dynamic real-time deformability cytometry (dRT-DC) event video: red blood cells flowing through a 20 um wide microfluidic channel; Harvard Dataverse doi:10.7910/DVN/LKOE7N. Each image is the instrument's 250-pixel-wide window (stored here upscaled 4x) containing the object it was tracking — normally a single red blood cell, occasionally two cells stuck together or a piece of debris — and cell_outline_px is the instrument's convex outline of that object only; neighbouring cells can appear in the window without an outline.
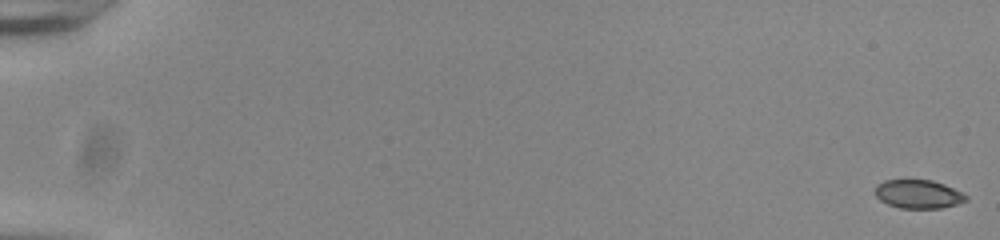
{"species": "common noctule bat (a hibernating species)", "species_latin": "Nyctalus noctula", "temperature_condition": "room temperature", "stored_images_in_passage": 56, "camera_frame_rate_fps": 3000, "um_per_image_px": 0.085, "animal": {"sex": "male", "body_mass_g": 20.0, "forearm_length_mm": 53.3}, "frame": {"image": 1, "passage_image": 1, "time_ms": 0.0, "image_size_px": [1000, 240], "cell_outline_px": [[968, 200], [956, 204], [940, 208], [900, 208], [888, 204], [880, 200], [876, 196], [876, 184], [884, 180], [932, 180], [944, 184], [968, 196]], "centroid_in_image_um": [78.04, 16.5], "position_along_channel_um": 7.0, "area_um2": 15.03}}
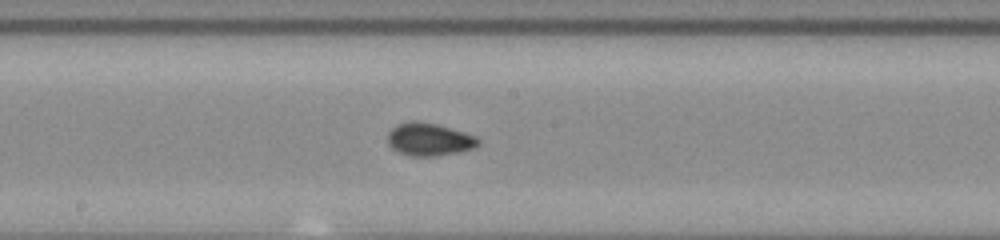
{"frame": {"image": 2, "passage_image": 32, "time_ms": 10.333, "image_size_px": [1000, 240], "cell_outline_px": [[480, 144], [476, 148], [460, 152], [436, 156], [408, 156], [392, 148], [388, 144], [388, 132], [396, 124], [412, 120], [416, 120], [436, 124], [464, 132], [476, 136], [480, 140]], "centroid_in_image_um": [36.49, 11.85], "position_along_channel_um": 211.7, "area_um2": 17.51}}
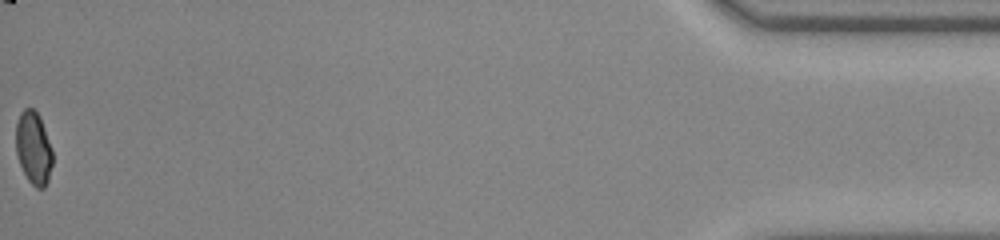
{"frame": {"image": 3, "passage_image": 56, "time_ms": 18.333, "image_size_px": [1000, 240], "cell_outline_px": [[52, 164], [48, 180], [44, 188], [36, 188], [28, 180], [20, 164], [16, 152], [16, 124], [20, 112], [24, 108], [32, 108], [40, 116], [52, 148]], "centroid_in_image_um": [2.85, 12.57], "position_along_channel_um": 432.4, "area_um2": 15.55}, "authors_computed_cell_mechanics": {"area_um2": 16.2996, "velocity_mm_per_s": 3.8374, "shape_relaxation_time_tau1_ms": 5.4352, "shape_relaxation_time_tau2_ms": 1.145, "deformation_change_tau1": 0.1119, "deformation_change_tau2": 0.0347}}